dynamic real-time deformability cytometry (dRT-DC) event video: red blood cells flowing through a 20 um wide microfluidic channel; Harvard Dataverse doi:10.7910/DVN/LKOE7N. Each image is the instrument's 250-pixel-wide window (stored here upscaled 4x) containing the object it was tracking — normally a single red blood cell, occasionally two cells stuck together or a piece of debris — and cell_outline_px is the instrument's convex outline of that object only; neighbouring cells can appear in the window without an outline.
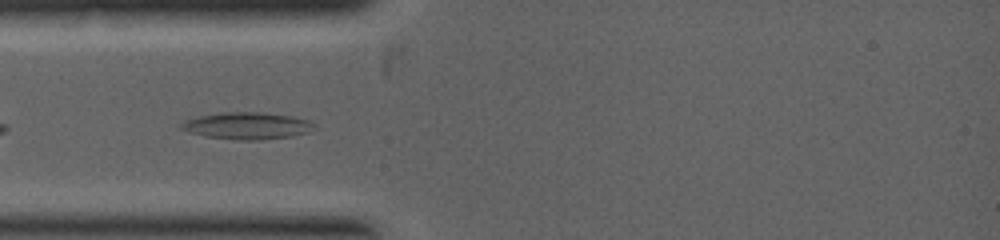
{"species": "common noctule bat (a hibernating species)", "species_latin": "Nyctalus noctula", "temperature_condition": "warm", "stored_images_in_passage": 14, "camera_frame_rate_fps": 5000, "um_per_image_px": 0.085, "animal": {"sex": "female", "body_mass_g": 19.0, "forearm_length_mm": 53.3}, "frame": {"image": 1, "passage_image": 3, "time_ms": 0.6, "image_size_px": [1000, 240], "cell_outline_px": [[312, 124], [308, 132], [288, 136], [256, 140], [240, 140], [204, 136], [188, 132], [180, 128], [176, 124], [184, 120], [196, 116], [220, 112], [260, 112], [292, 116], [308, 120]], "centroid_in_image_um": [20.85, 10.67], "position_along_channel_um": 64.1, "area_um2": 20.75}}
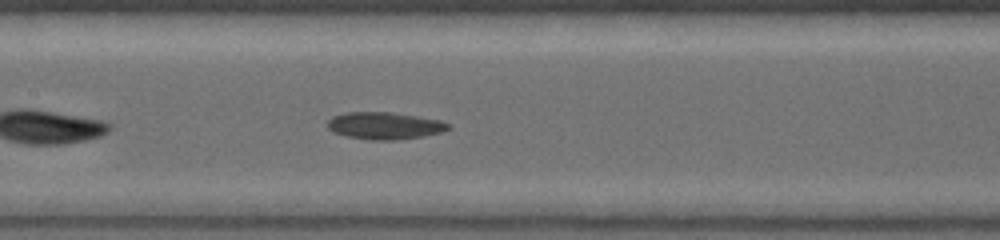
{"frame": {"image": 2, "passage_image": 8, "time_ms": 2.2, "image_size_px": [1000, 240], "cell_outline_px": [[452, 128], [440, 132], [420, 136], [392, 140], [372, 140], [348, 136], [332, 132], [328, 128], [328, 120], [332, 116], [348, 112], [388, 112], [416, 116], [440, 120], [448, 124]], "centroid_in_image_um": [32.66, 10.68], "position_along_channel_um": 174.7, "area_um2": 18.79}}
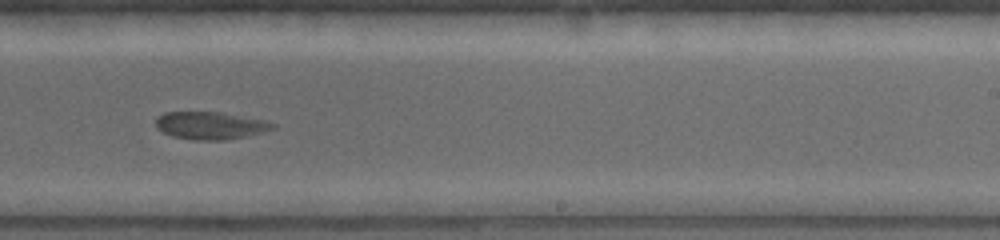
{"frame": {"image": 3, "passage_image": 13, "time_ms": 3.6, "image_size_px": [1000, 240], "cell_outline_px": [[276, 128], [244, 136], [224, 140], [196, 140], [172, 136], [156, 128], [156, 116], [164, 112], [220, 112], [264, 120], [276, 124]], "centroid_in_image_um": [17.84, 10.66], "position_along_channel_um": 271.2, "area_um2": 18.61}}